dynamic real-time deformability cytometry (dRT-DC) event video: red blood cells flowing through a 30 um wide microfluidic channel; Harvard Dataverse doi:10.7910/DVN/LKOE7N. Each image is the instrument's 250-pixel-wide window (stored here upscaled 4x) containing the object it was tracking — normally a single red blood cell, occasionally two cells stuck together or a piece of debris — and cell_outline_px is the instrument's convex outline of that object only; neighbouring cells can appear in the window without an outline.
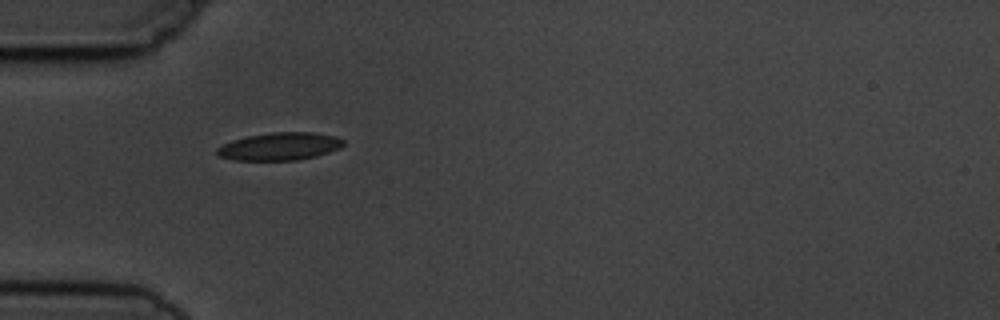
{"species": "common noctule bat (a hibernating species)", "species_latin": "Nyctalus noctula", "temperature_condition": "cold", "stored_images_in_passage": 1, "camera_frame_rate_fps": 3000, "um_per_image_px": 0.085, "animal": {"sex": "male", "body_mass_g": 19.5, "forearm_length_mm": 54.6}, "frame": {"image": 1, "passage_image": 1, "time_ms": 0.0, "image_size_px": [1000, 320], "cell_outline_px": [[344, 144], [340, 148], [316, 156], [296, 160], [236, 160], [220, 156], [216, 152], [216, 148], [232, 140], [248, 136], [272, 132], [312, 132], [336, 136], [344, 140]], "centroid_in_image_um": [23.79, 12.44], "position_along_channel_um": 61.2, "area_um2": 20.29}}